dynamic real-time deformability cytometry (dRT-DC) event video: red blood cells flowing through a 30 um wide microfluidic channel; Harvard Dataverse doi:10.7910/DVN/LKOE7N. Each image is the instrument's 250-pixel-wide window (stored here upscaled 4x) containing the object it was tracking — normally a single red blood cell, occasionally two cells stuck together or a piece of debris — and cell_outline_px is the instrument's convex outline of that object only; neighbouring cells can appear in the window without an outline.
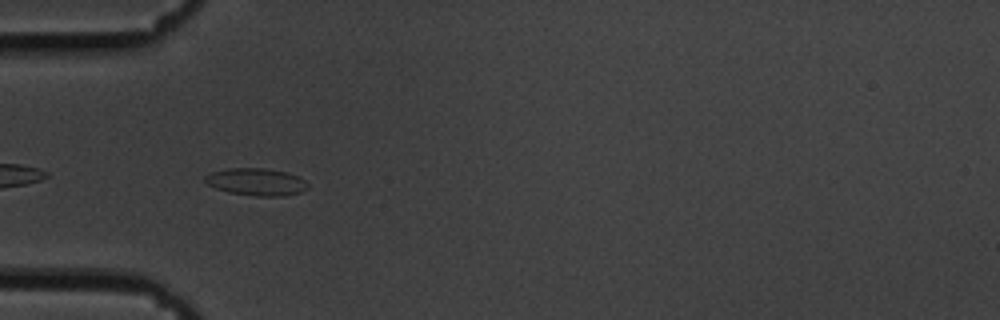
{"species": "common noctule bat (a hibernating species)", "species_latin": "Nyctalus noctula", "temperature_condition": "cold", "stored_images_in_passage": 44, "camera_frame_rate_fps": 3000, "um_per_image_px": 0.085, "animal": {"sex": "male", "body_mass_g": 19.5, "forearm_length_mm": 54.6}, "frame": {"image": 1, "passage_image": 3, "time_ms": 0.667, "image_size_px": [1000, 320], "cell_outline_px": [[308, 188], [300, 192], [284, 196], [256, 196], [228, 192], [216, 188], [208, 184], [204, 180], [204, 176], [212, 172], [228, 168], [264, 168], [288, 172], [300, 176], [308, 184]], "centroid_in_image_um": [21.81, 15.45], "position_along_channel_um": 63.2, "area_um2": 16.42}}
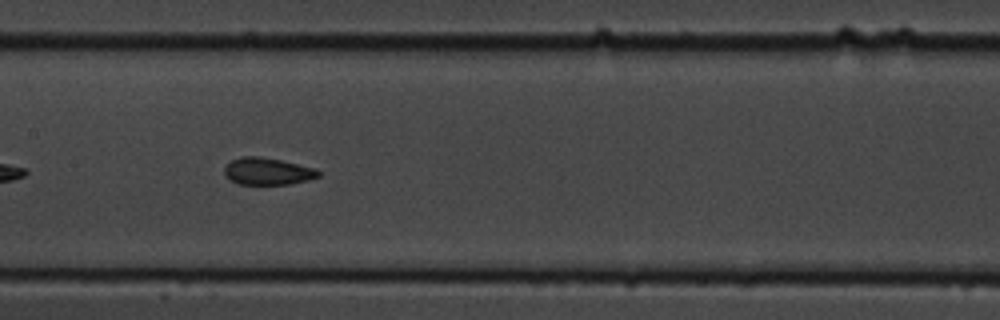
{"frame": {"image": 2, "passage_image": 14, "time_ms": 4.333, "image_size_px": [1000, 320], "cell_outline_px": [[320, 176], [308, 180], [288, 184], [240, 184], [224, 176], [224, 168], [232, 160], [240, 156], [260, 156], [280, 160], [316, 168], [320, 172]], "centroid_in_image_um": [22.74, 14.55], "position_along_channel_um": 184.7, "area_um2": 14.8}}
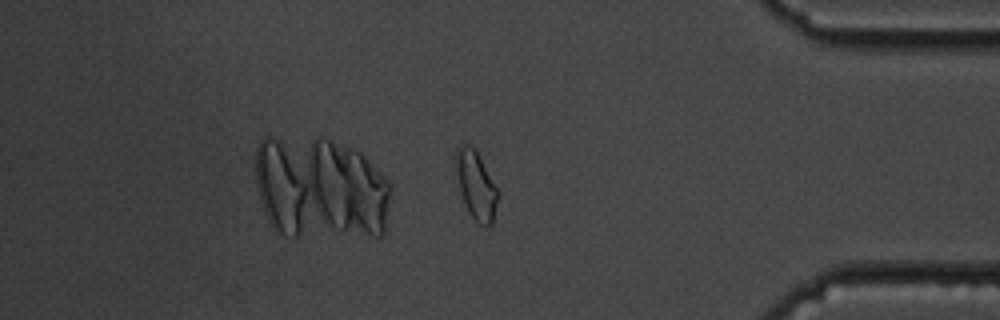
{"frame": {"image": 3, "passage_image": 35, "time_ms": 11.333, "image_size_px": [1000, 320], "cell_outline_px": [[500, 196], [492, 224], [480, 224], [468, 212], [460, 192], [456, 168], [456, 148], [460, 144], [472, 144], [500, 192]], "centroid_in_image_um": [40.48, 15.73], "position_along_channel_um": 394.7, "area_um2": 16.65}, "authors_computed_cell_mechanics": {"area_um2": 15.3748, "velocity_mm_per_s": 3.3607, "shape_relaxation_time_tau1_ms": 9.097, "shape_relaxation_time_tau2_ms": 2.1254, "deformation_change_tau1": 0.1429, "deformation_change_tau2": 0.0592}}